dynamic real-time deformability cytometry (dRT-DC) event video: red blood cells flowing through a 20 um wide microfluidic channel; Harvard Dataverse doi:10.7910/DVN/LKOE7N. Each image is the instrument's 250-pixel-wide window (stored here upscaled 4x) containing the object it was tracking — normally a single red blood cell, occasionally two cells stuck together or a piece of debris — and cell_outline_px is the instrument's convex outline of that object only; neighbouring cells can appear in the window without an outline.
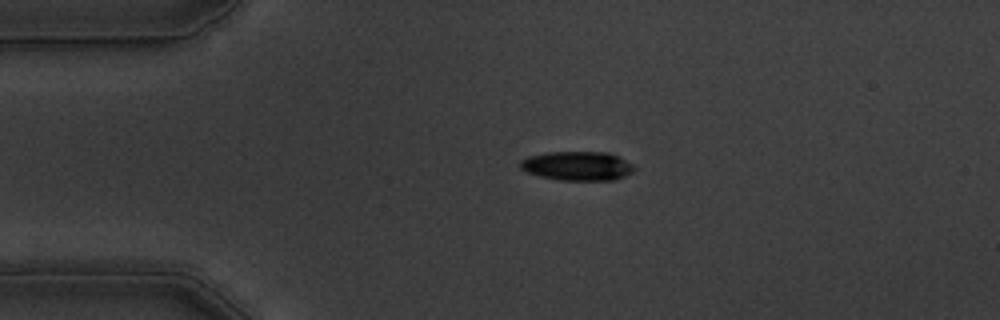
{"species": "common noctule bat (a hibernating species)", "species_latin": "Nyctalus noctula", "temperature_condition": "warm", "stored_images_in_passage": 45, "camera_frame_rate_fps": 3000, "um_per_image_px": 0.085, "animal": {"sex": "male", "body_mass_g": 19.5, "forearm_length_mm": 54.6}, "frame": {"image": 1, "passage_image": 1, "time_ms": 0.0, "image_size_px": [1000, 320], "cell_outline_px": [[636, 168], [632, 172], [624, 176], [612, 180], [556, 180], [540, 176], [528, 172], [520, 168], [520, 160], [528, 156], [548, 152], [608, 152], [632, 164]], "centroid_in_image_um": [49.05, 14.1], "position_along_channel_um": 35.9, "area_um2": 19.25}}
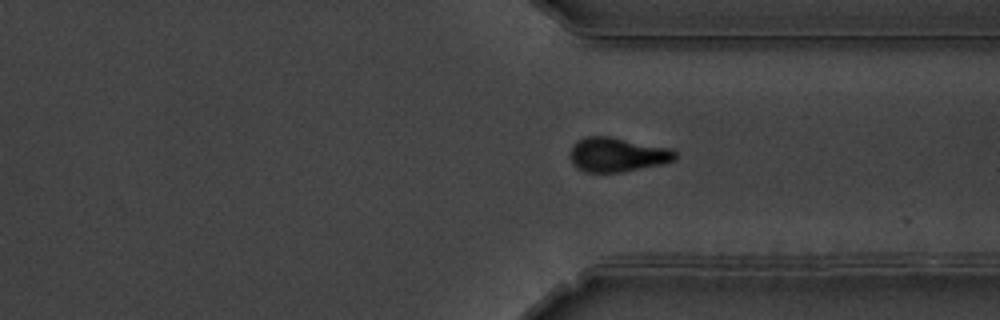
{"frame": {"image": 2, "passage_image": 31, "time_ms": 10.0, "image_size_px": [1000, 320], "cell_outline_px": [[676, 160], [664, 164], [620, 172], [584, 172], [576, 168], [572, 164], [568, 156], [572, 144], [584, 136], [608, 136], [672, 148], [676, 152]], "centroid_in_image_um": [52.44, 13.14], "position_along_channel_um": 359.0, "area_um2": 21.39}}
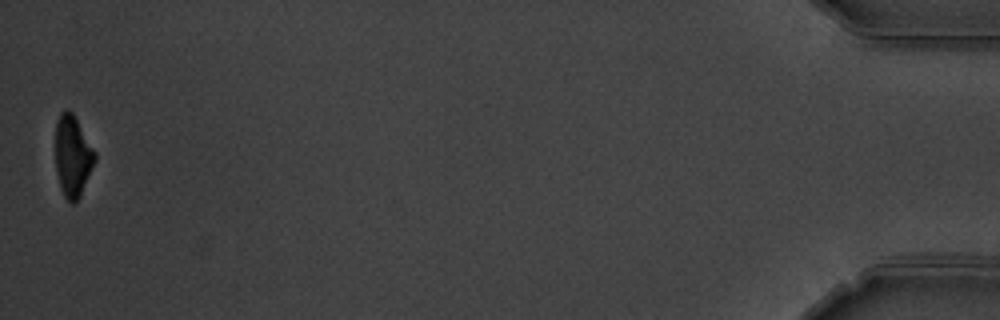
{"frame": {"image": 3, "passage_image": 45, "time_ms": 14.667, "image_size_px": [1000, 320], "cell_outline_px": [[96, 160], [80, 196], [72, 204], [64, 196], [60, 188], [56, 172], [56, 120], [60, 112], [72, 112], [96, 152]], "centroid_in_image_um": [6.18, 13.28], "position_along_channel_um": 429.0, "area_um2": 18.5}, "authors_computed_cell_mechanics": {"area_um2": 21.386, "velocity_mm_per_s": 3.5694, "shape_relaxation_time_tau1_ms": 3.967, "shape_relaxation_time_tau2_ms": 6.0023, "deformation_change_tau1": 0.141, "deformation_change_tau2": 0.1284}}